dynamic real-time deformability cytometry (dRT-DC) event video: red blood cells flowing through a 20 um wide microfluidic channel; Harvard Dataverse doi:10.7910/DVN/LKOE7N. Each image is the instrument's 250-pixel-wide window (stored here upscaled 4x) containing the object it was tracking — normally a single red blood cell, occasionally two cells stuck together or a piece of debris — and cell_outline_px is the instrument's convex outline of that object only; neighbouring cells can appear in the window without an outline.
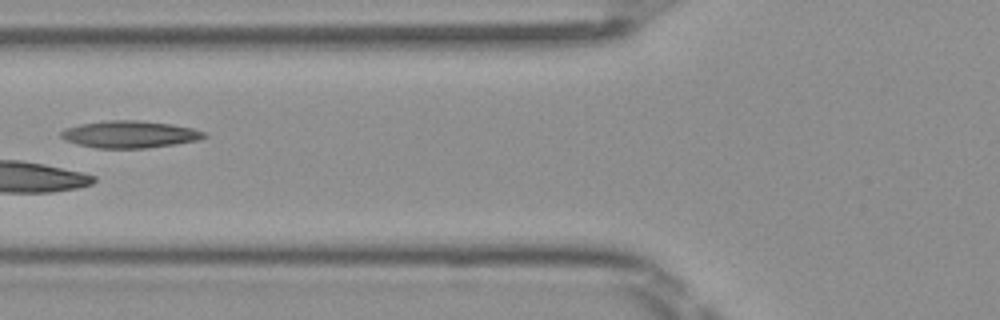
{"species": "Egyptian fruit bat (a non-hibernating species)", "species_latin": "Rousettus aegyptiacus", "temperature_condition": "room temperature", "stored_images_in_passage": 6, "camera_frame_rate_fps": 3000, "um_per_image_px": 0.085, "frame": {"image": 1, "passage_image": 4, "time_ms": 1.0, "image_size_px": [1000, 320], "cell_outline_px": [[208, 136], [196, 140], [176, 144], [144, 148], [96, 148], [80, 144], [68, 140], [60, 136], [60, 132], [64, 128], [80, 124], [108, 120], [136, 120], [172, 124], [192, 128], [204, 132]], "centroid_in_image_um": [11.03, 11.41], "position_along_channel_um": 114.8, "area_um2": 22.37}}
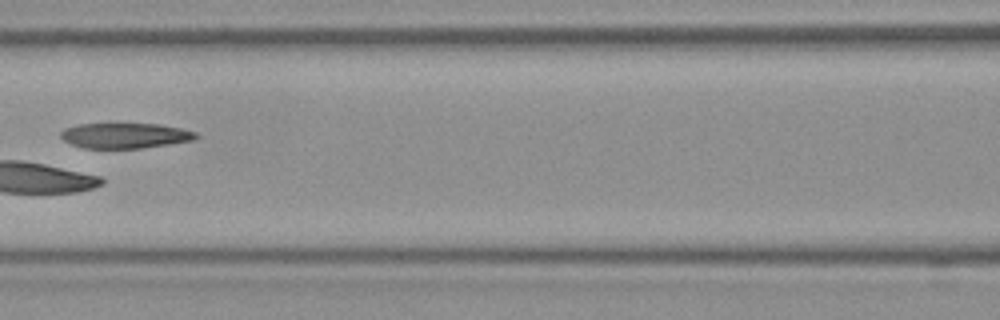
{"frame": {"image": 2, "passage_image": 5, "time_ms": 1.333, "image_size_px": [1000, 320], "cell_outline_px": [[200, 136], [192, 140], [168, 144], [140, 148], [84, 148], [72, 144], [64, 140], [60, 136], [60, 132], [64, 128], [80, 124], [116, 120], [160, 124], [180, 128], [196, 132]], "centroid_in_image_um": [10.59, 11.46], "position_along_channel_um": 156.0, "area_um2": 20.92}}
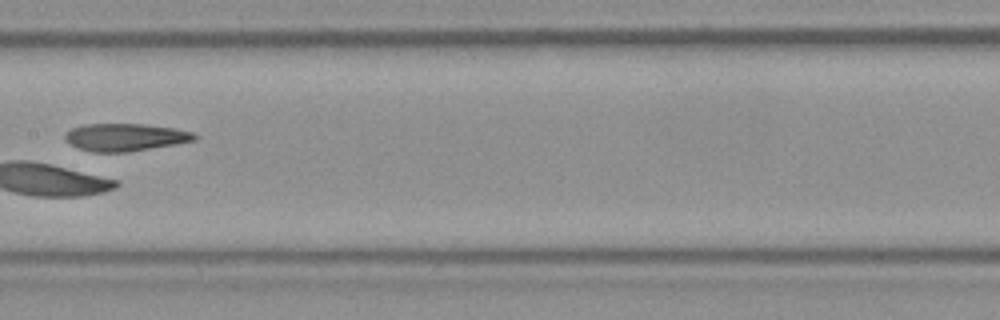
{"frame": {"image": 3, "passage_image": 6, "time_ms": 1.667, "image_size_px": [1000, 320], "cell_outline_px": [[200, 136], [196, 140], [176, 144], [128, 152], [92, 152], [80, 148], [72, 144], [64, 136], [64, 132], [72, 128], [84, 124], [144, 124], [172, 128], [192, 132]], "centroid_in_image_um": [10.67, 11.66], "position_along_channel_um": 196.7, "area_um2": 20.69}}